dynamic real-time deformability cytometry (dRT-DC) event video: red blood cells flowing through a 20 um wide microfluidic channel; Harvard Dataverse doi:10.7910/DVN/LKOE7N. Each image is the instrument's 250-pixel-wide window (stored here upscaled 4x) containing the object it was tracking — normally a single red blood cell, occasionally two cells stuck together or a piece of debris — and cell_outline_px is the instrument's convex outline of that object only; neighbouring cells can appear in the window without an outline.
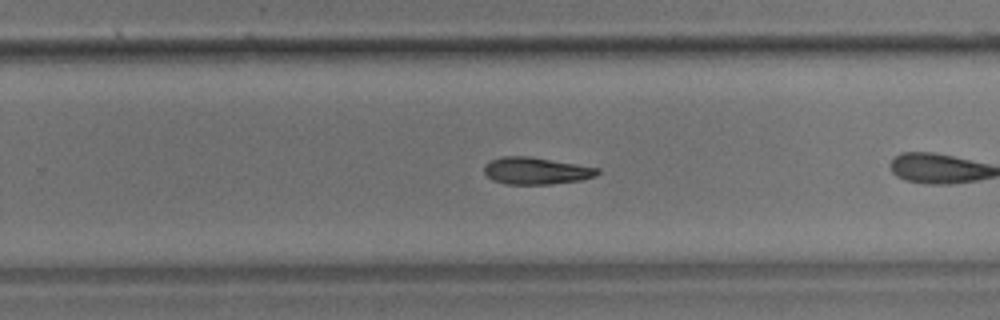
{"species": "common noctule bat (a hibernating species)", "species_latin": "Nyctalus noctula", "temperature_condition": "room temperature", "stored_images_in_passage": 20, "camera_frame_rate_fps": 3000, "um_per_image_px": 0.085, "animal": {"sex": "male", "body_mass_g": 17.9}, "frame": {"image": 1, "passage_image": 14, "time_ms": 4.333, "image_size_px": [1000, 320], "cell_outline_px": [[600, 172], [596, 176], [580, 180], [552, 184], [504, 184], [492, 180], [484, 172], [484, 164], [488, 160], [504, 156], [528, 156], [600, 168]], "centroid_in_image_um": [45.54, 14.52], "position_along_channel_um": 284.3, "area_um2": 17.92}}
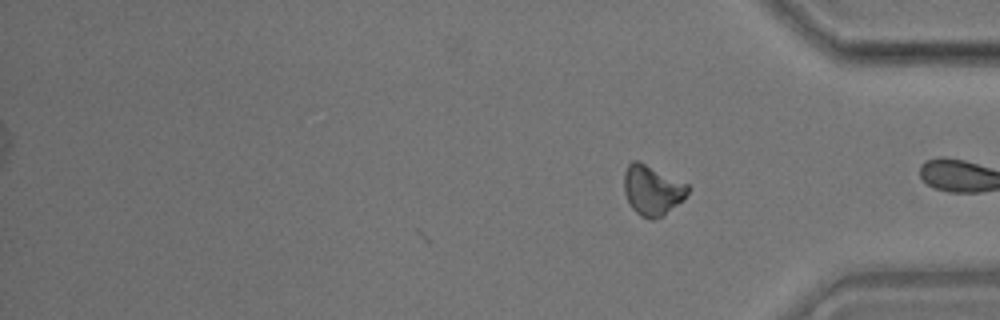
{"frame": {"image": 2, "passage_image": 20, "time_ms": 6.333, "image_size_px": [1000, 320], "cell_outline_px": [[688, 192], [684, 200], [664, 216], [652, 220], [640, 216], [628, 204], [624, 192], [624, 172], [628, 164], [632, 160], [640, 160], [688, 184]], "centroid_in_image_um": [55.43, 16.17], "position_along_channel_um": 379.8, "area_um2": 19.02}}